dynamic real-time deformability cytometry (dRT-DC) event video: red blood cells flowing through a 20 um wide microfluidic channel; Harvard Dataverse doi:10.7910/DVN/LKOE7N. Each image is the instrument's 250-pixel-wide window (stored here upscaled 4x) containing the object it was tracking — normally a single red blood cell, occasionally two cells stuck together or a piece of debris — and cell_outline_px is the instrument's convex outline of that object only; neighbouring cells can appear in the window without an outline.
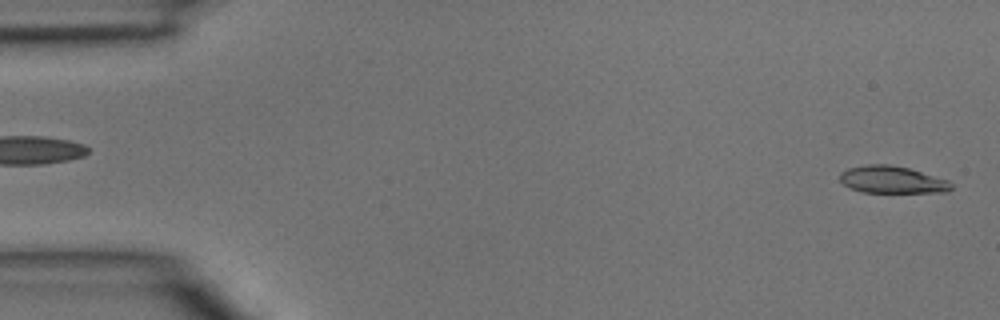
{"species": "common noctule bat (a hibernating species)", "species_latin": "Nyctalus noctula", "temperature_condition": "room temperature", "stored_images_in_passage": 44, "camera_frame_rate_fps": 3000, "um_per_image_px": 0.085, "animal": {"sex": "male", "body_mass_g": 15.6}, "frame": {"image": 1, "passage_image": 1, "time_ms": 0.0, "image_size_px": [1000, 320], "cell_outline_px": [[952, 188], [948, 192], [864, 192], [852, 188], [844, 184], [840, 180], [840, 172], [848, 168], [868, 164], [888, 164], [908, 168], [948, 180], [952, 184]], "centroid_in_image_um": [75.83, 15.27], "position_along_channel_um": 9.2, "area_um2": 17.46}}
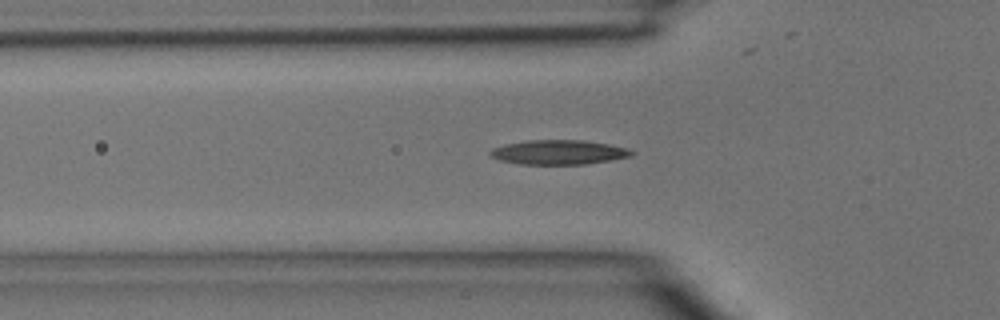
{"frame": {"image": 2, "passage_image": 14, "time_ms": 4.333, "image_size_px": [1000, 320], "cell_outline_px": [[636, 152], [632, 156], [584, 164], [520, 164], [500, 160], [492, 156], [488, 152], [492, 148], [508, 144], [528, 140], [584, 140], [608, 144], [628, 148]], "centroid_in_image_um": [47.51, 12.94], "position_along_channel_um": 78.3, "area_um2": 20.0}}
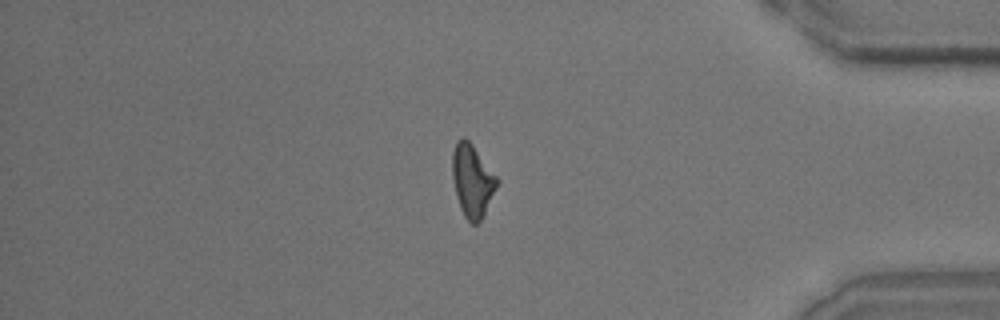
{"frame": {"image": 3, "passage_image": 37, "time_ms": 12.0, "image_size_px": [1000, 320], "cell_outline_px": [[500, 180], [480, 220], [476, 224], [472, 224], [464, 216], [460, 208], [456, 196], [452, 176], [452, 152], [456, 140], [464, 136], [472, 144]], "centroid_in_image_um": [40.12, 15.32], "position_along_channel_um": 395.1, "area_um2": 18.79}}